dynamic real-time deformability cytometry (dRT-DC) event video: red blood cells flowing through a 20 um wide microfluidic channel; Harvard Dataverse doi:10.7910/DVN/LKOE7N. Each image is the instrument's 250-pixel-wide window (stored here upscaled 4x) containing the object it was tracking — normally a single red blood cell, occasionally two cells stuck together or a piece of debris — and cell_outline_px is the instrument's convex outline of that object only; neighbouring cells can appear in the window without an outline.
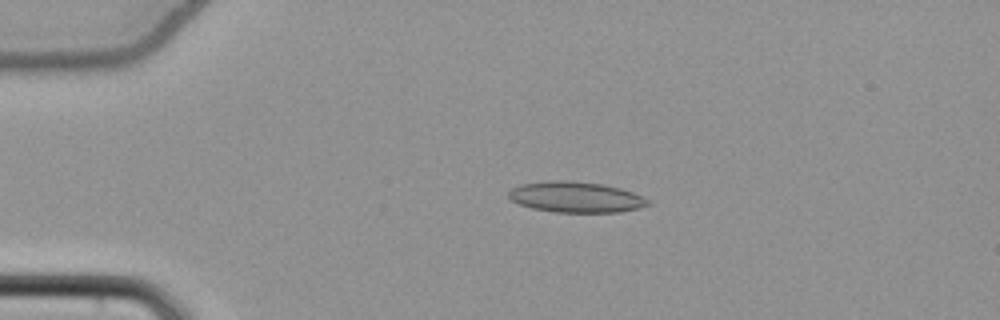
{"species": "common noctule bat (a hibernating species)", "species_latin": "Nyctalus noctula", "temperature_condition": "cold", "stored_images_in_passage": 55, "camera_frame_rate_fps": 3000, "um_per_image_px": 0.085, "animal": {"sex": "female", "body_mass_g": 22.7, "forearm_length_mm": 54.2}, "frame": {"image": 1, "passage_image": 13, "time_ms": 4.0, "image_size_px": [1000, 320], "cell_outline_px": [[652, 204], [640, 208], [620, 212], [556, 212], [532, 208], [520, 204], [512, 200], [508, 196], [508, 192], [512, 188], [520, 184], [548, 180], [564, 180], [600, 184], [620, 188], [632, 192], [648, 200]], "centroid_in_image_um": [48.93, 16.75], "position_along_channel_um": 36.1, "area_um2": 24.85}}
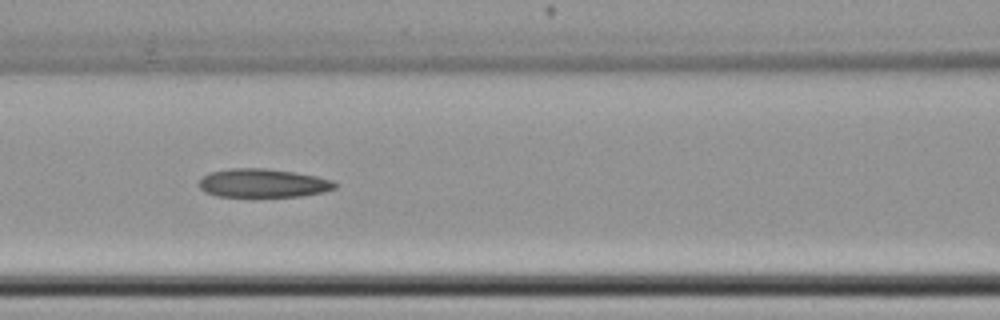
{"frame": {"image": 2, "passage_image": 25, "time_ms": 8.0, "image_size_px": [1000, 320], "cell_outline_px": [[340, 184], [336, 188], [324, 192], [300, 196], [216, 196], [204, 192], [200, 188], [200, 180], [204, 176], [212, 172], [228, 168], [264, 168], [296, 172], [316, 176], [332, 180]], "centroid_in_image_um": [22.4, 15.56], "position_along_channel_um": 144.2, "area_um2": 22.66}}
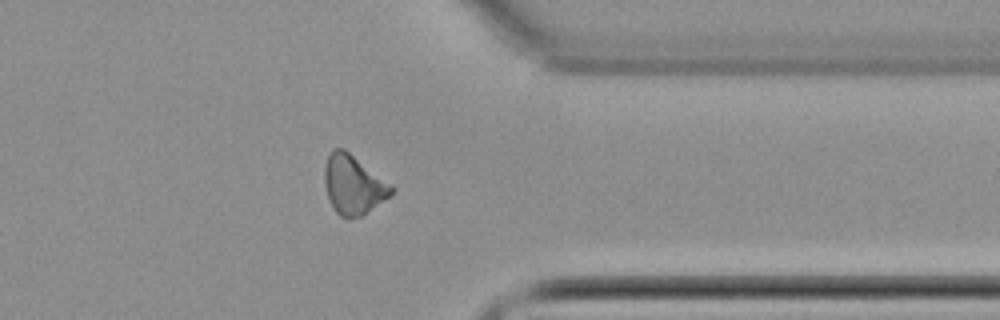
{"frame": {"image": 3, "passage_image": 44, "time_ms": 14.333, "image_size_px": [1000, 320], "cell_outline_px": [[396, 188], [392, 196], [360, 216], [348, 220], [340, 216], [336, 212], [328, 196], [324, 184], [324, 168], [328, 152], [332, 148], [344, 148], [392, 184]], "centroid_in_image_um": [30.05, 15.69], "position_along_channel_um": 381.4, "area_um2": 23.41}}